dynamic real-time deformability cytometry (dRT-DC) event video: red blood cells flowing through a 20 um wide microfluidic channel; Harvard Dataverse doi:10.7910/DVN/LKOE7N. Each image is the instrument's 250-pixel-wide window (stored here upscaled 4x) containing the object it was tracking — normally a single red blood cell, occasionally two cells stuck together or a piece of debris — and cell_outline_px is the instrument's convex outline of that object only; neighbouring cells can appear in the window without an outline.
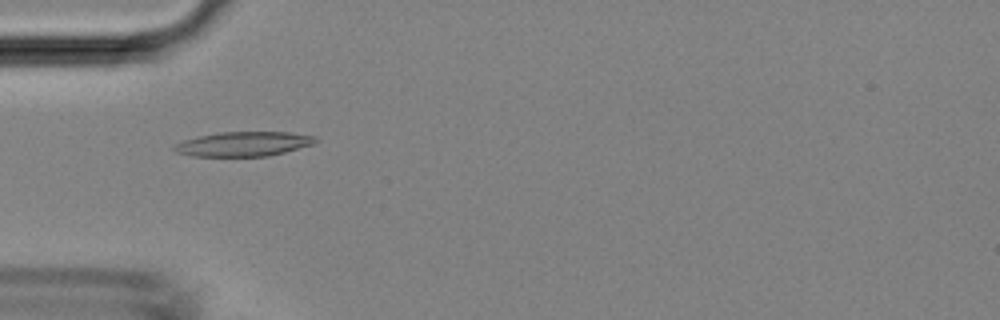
{"species": "Egyptian fruit bat (a non-hibernating species)", "species_latin": "Rousettus aegyptiacus", "temperature_condition": "room temperature", "stored_images_in_passage": 45, "camera_frame_rate_fps": 3000, "um_per_image_px": 0.085, "animal": {"sex": "female"}, "frame": {"image": 1, "passage_image": 14, "time_ms": 4.333, "image_size_px": [1000, 320], "cell_outline_px": [[320, 140], [316, 144], [268, 156], [192, 156], [176, 152], [172, 148], [176, 144], [184, 140], [200, 136], [220, 132], [288, 132], [316, 136]], "centroid_in_image_um": [20.77, 12.23], "position_along_channel_um": 64.2, "area_um2": 20.23}}
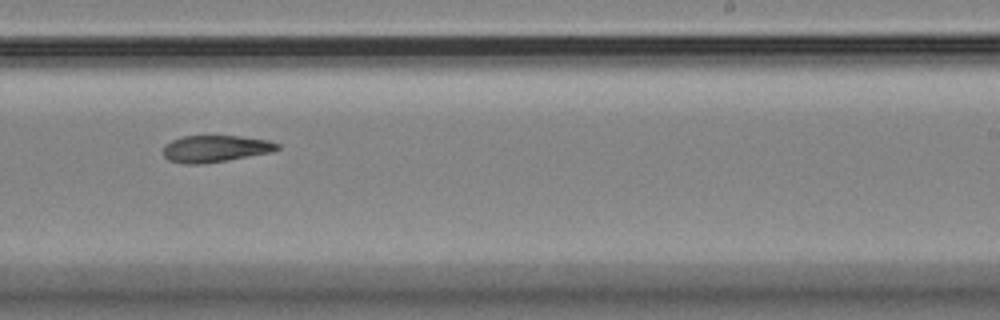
{"frame": {"image": 2, "passage_image": 28, "time_ms": 9.0, "image_size_px": [1000, 320], "cell_outline_px": [[280, 148], [272, 152], [228, 160], [200, 164], [180, 164], [168, 160], [164, 156], [164, 144], [172, 140], [184, 136], [240, 136], [268, 140], [280, 144]], "centroid_in_image_um": [18.3, 12.64], "position_along_channel_um": 270.7, "area_um2": 17.92}}
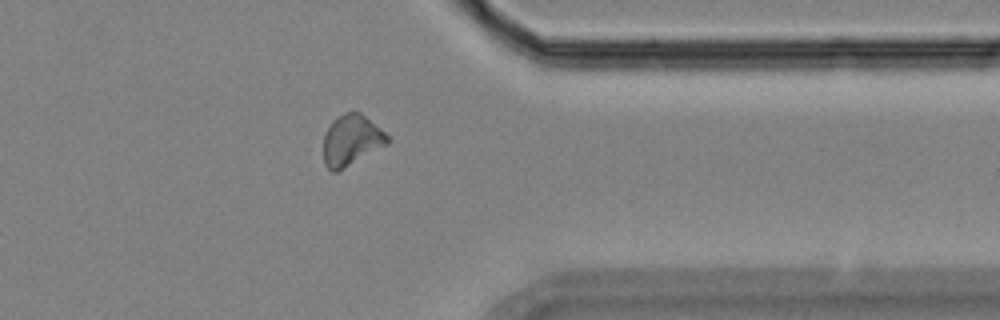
{"frame": {"image": 3, "passage_image": 36, "time_ms": 11.667, "image_size_px": [1000, 320], "cell_outline_px": [[388, 144], [344, 168], [336, 172], [332, 172], [324, 164], [324, 136], [332, 120], [336, 116], [344, 112], [360, 112], [384, 132], [388, 136]], "centroid_in_image_um": [29.84, 11.92], "position_along_channel_um": 381.6, "area_um2": 18.73}}